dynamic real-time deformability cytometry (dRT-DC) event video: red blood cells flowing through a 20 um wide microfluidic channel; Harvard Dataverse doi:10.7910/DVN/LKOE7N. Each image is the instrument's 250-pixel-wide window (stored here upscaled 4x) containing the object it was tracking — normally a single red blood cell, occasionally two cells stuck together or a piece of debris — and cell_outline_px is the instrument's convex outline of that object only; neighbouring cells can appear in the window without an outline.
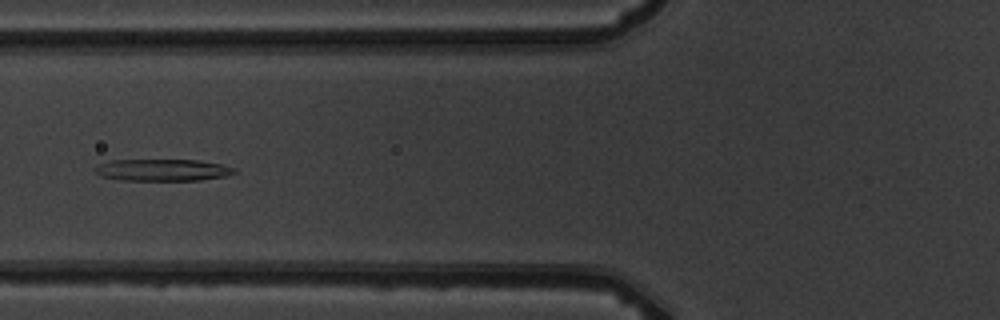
{"species": "common noctule bat (a hibernating species)", "species_latin": "Nyctalus noctula", "temperature_condition": "warm", "stored_images_in_passage": 7, "camera_frame_rate_fps": 3000, "um_per_image_px": 0.085, "animal": {"sex": "male", "body_mass_g": 19.5, "forearm_length_mm": 54.6}, "frame": {"image": 1, "passage_image": 7, "time_ms": 6.667, "image_size_px": [1000, 320], "cell_outline_px": [[236, 172], [224, 176], [200, 180], [124, 180], [100, 176], [96, 172], [96, 168], [100, 164], [108, 160], [196, 160], [220, 164], [236, 168]], "centroid_in_image_um": [13.82, 14.45], "position_along_channel_um": 112.0, "area_um2": 17.51}}